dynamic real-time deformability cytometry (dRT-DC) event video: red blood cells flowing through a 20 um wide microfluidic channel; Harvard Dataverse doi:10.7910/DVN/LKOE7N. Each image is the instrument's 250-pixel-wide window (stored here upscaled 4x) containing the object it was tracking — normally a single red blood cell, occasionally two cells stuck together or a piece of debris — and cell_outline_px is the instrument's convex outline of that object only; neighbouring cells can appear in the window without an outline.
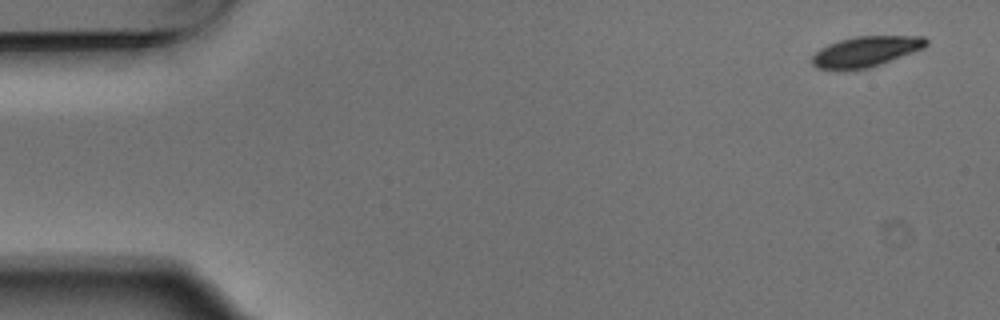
{"species": "Egyptian fruit bat (a non-hibernating species)", "species_latin": "Rousettus aegyptiacus", "temperature_condition": "warm", "stored_images_in_passage": 4, "camera_frame_rate_fps": 3000, "um_per_image_px": 0.085, "animal": {"sex": "male"}, "frame": {"image": 1, "passage_image": 1, "time_ms": 0.0, "image_size_px": [1000, 320], "cell_outline_px": [[928, 44], [924, 48], [880, 64], [868, 68], [836, 72], [816, 68], [812, 64], [812, 56], [820, 48], [828, 44], [840, 40], [856, 36], [924, 36], [928, 40]], "centroid_in_image_um": [73.54, 4.4], "position_along_channel_um": 11.5, "area_um2": 20.58}}